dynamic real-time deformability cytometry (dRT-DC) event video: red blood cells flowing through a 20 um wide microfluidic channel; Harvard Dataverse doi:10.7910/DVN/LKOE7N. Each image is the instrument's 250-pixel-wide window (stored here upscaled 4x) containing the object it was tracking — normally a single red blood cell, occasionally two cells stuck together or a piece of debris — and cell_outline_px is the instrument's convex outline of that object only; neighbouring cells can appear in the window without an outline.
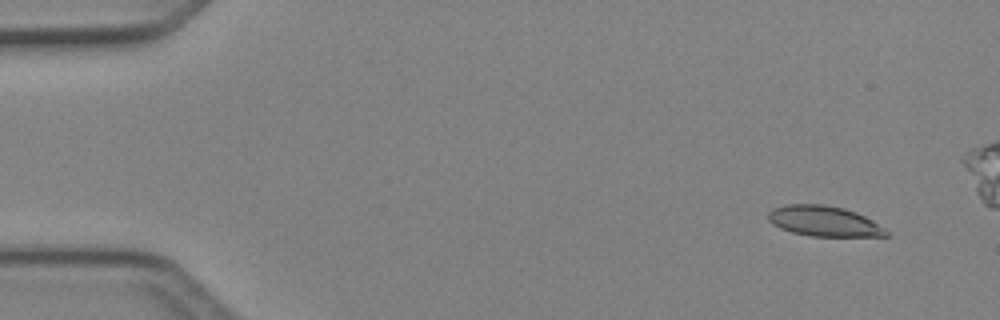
{"species": "Egyptian fruit bat (a non-hibernating species)", "species_latin": "Rousettus aegyptiacus", "temperature_condition": "cold", "stored_images_in_passage": 4, "camera_frame_rate_fps": 3000, "um_per_image_px": 0.085, "animal": {"sex": "female"}, "frame": {"image": 1, "passage_image": 1, "time_ms": 0.0, "image_size_px": [1000, 320], "cell_outline_px": [[888, 236], [808, 236], [792, 232], [780, 228], [768, 220], [768, 212], [772, 208], [788, 204], [824, 204], [844, 208], [856, 212], [872, 220], [884, 228], [888, 232]], "centroid_in_image_um": [70.02, 18.79], "position_along_channel_um": 15.0, "area_um2": 20.87}}